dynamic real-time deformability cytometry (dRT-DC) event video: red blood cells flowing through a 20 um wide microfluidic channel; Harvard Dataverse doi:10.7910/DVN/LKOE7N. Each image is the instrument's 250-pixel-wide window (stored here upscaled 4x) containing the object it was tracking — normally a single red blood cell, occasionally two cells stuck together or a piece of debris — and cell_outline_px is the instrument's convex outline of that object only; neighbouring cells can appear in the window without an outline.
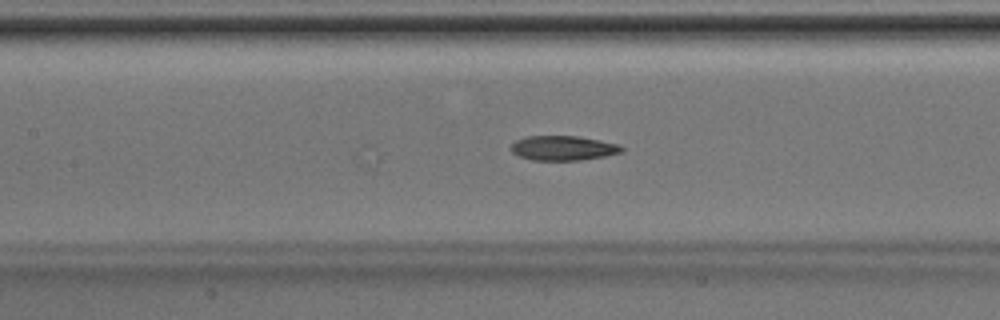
{"species": "Egyptian fruit bat (a non-hibernating species)", "species_latin": "Rousettus aegyptiacus", "temperature_condition": "room temperature", "stored_images_in_passage": 21, "camera_frame_rate_fps": 3000, "um_per_image_px": 0.085, "animal": {"sex": "male"}, "frame": {"image": 1, "passage_image": 21, "time_ms": 6.667, "image_size_px": [1000, 320], "cell_outline_px": [[624, 148], [620, 152], [604, 156], [580, 160], [532, 160], [520, 156], [512, 152], [512, 144], [516, 140], [528, 136], [576, 136], [616, 144]], "centroid_in_image_um": [47.82, 12.59], "position_along_channel_um": 159.6, "area_um2": 15.49}}